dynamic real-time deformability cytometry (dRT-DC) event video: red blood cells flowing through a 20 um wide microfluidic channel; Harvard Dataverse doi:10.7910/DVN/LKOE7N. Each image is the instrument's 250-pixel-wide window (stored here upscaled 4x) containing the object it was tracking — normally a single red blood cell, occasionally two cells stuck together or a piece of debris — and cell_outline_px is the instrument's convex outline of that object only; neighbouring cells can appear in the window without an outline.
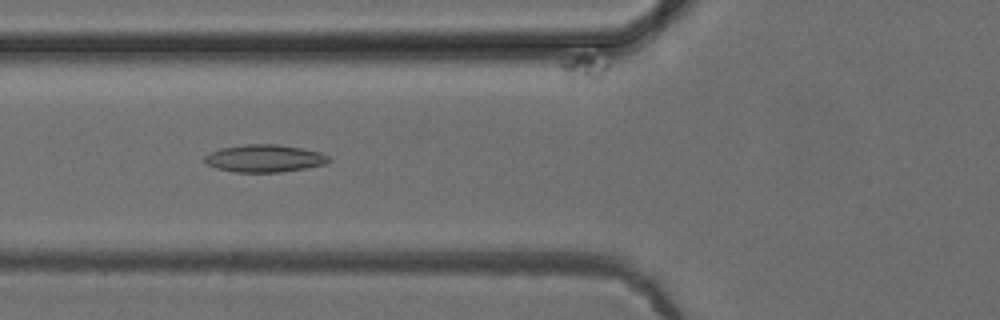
{"species": "common noctule bat (a hibernating species)", "species_latin": "Nyctalus noctula", "temperature_condition": "cold", "stored_images_in_passage": 52, "camera_frame_rate_fps": 3000, "um_per_image_px": 0.085, "animal": {"sex": "female", "body_mass_g": 24.6, "forearm_length_mm": 56.2}, "frame": {"image": 1, "passage_image": 20, "time_ms": 6.333, "image_size_px": [1000, 320], "cell_outline_px": [[332, 160], [324, 164], [304, 168], [280, 172], [236, 172], [216, 168], [208, 164], [204, 160], [204, 156], [220, 148], [244, 144], [280, 144], [304, 148], [320, 152], [328, 156]], "centroid_in_image_um": [22.5, 13.45], "position_along_channel_um": 103.3, "area_um2": 19.88}}
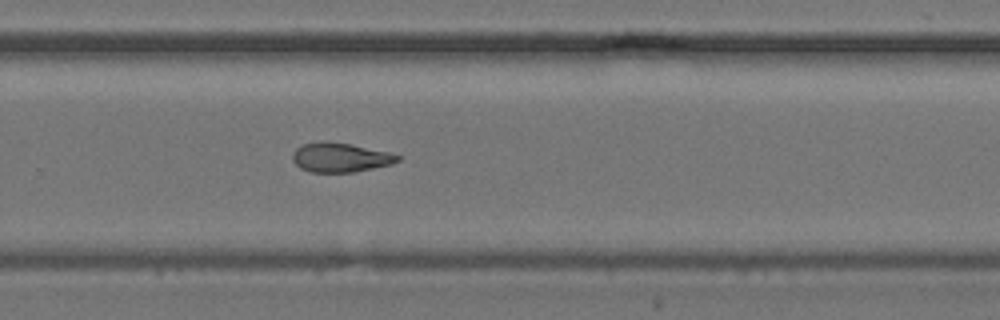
{"frame": {"image": 2, "passage_image": 35, "time_ms": 11.333, "image_size_px": [1000, 320], "cell_outline_px": [[400, 160], [392, 164], [352, 172], [312, 172], [300, 168], [292, 160], [292, 152], [296, 148], [304, 144], [320, 140], [328, 140], [352, 144], [388, 152], [400, 156]], "centroid_in_image_um": [28.89, 13.36], "position_along_channel_um": 300.9, "area_um2": 18.09}}
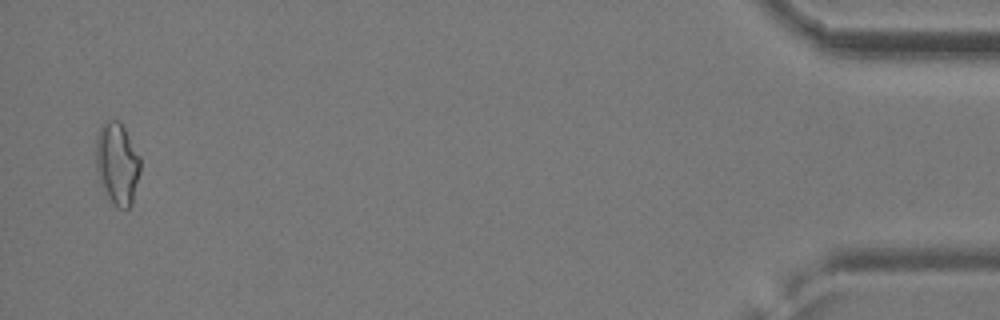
{"frame": {"image": 3, "passage_image": 51, "time_ms": 16.667, "image_size_px": [1000, 320], "cell_outline_px": [[140, 172], [132, 204], [128, 208], [116, 208], [112, 204], [104, 192], [100, 184], [96, 172], [96, 132], [100, 124], [104, 120], [120, 120], [140, 156]], "centroid_in_image_um": [9.94, 13.89], "position_along_channel_um": 425.3, "area_um2": 21.79}, "authors_computed_cell_mechanics": {"area_um2": 19.0451, "velocity_mm_per_s": 3.9478, "shape_relaxation_time_tau1_ms": null, "shape_relaxation_time_tau2_ms": 5.6677, "deformation_change_tau1": null, "deformation_change_tau2": 0.1317}}